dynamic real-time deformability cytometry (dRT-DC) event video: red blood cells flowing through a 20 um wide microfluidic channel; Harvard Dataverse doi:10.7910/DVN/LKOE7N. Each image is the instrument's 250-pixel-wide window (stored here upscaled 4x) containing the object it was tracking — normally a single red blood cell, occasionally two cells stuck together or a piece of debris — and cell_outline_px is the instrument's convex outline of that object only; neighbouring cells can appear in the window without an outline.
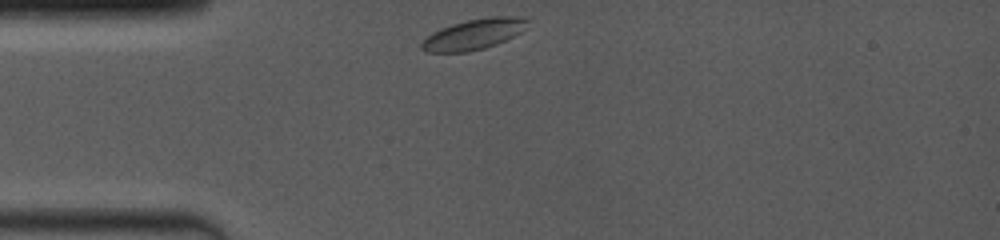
{"species": "common noctule bat (a hibernating species)", "species_latin": "Nyctalus noctula", "temperature_condition": "room temperature", "stored_images_in_passage": 24, "camera_frame_rate_fps": 4000, "um_per_image_px": 0.085, "animal": {"sex": "female", "body_mass_g": 19.0, "forearm_length_mm": 53.3}, "frame": {"image": 1, "passage_image": 1, "time_ms": 0.0, "image_size_px": [1000, 240], "cell_outline_px": [[532, 20], [520, 32], [496, 44], [484, 48], [468, 52], [424, 52], [420, 48], [420, 44], [432, 32], [440, 28], [452, 24], [468, 20], [488, 16], [524, 16]], "centroid_in_image_um": [40.28, 2.89], "position_along_channel_um": 44.7, "area_um2": 18.96}}
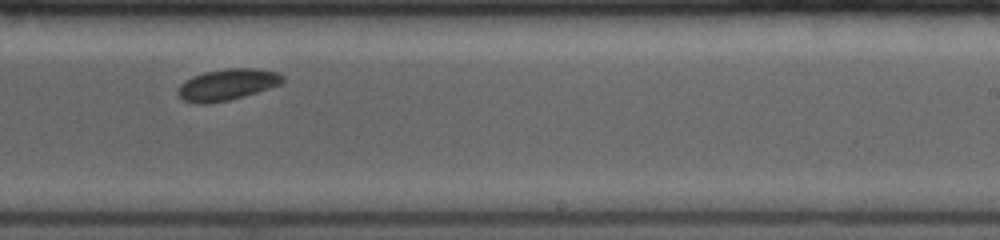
{"frame": {"image": 2, "passage_image": 15, "time_ms": 6.25, "image_size_px": [1000, 240], "cell_outline_px": [[284, 80], [280, 84], [244, 96], [228, 100], [204, 104], [196, 104], [184, 100], [176, 92], [180, 84], [192, 76], [204, 72], [228, 68], [256, 68], [280, 72], [284, 76]], "centroid_in_image_um": [19.31, 7.18], "position_along_channel_um": 269.7, "area_um2": 19.13}}
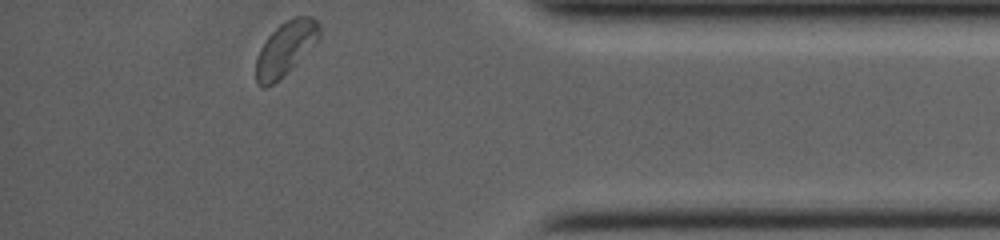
{"frame": {"image": 3, "passage_image": 24, "time_ms": 10.25, "image_size_px": [1000, 240], "cell_outline_px": [[320, 36], [316, 44], [272, 84], [264, 88], [256, 84], [256, 60], [260, 48], [268, 36], [280, 24], [296, 16], [312, 16], [320, 24]], "centroid_in_image_um": [24.28, 4.09], "position_along_channel_um": 410.9, "area_um2": 19.54}, "authors_computed_cell_mechanics": {"area_um2": 19.074, "velocity_mm_per_s": 3.9182, "shape_relaxation_time_tau1_ms": 1.3262, "shape_relaxation_time_tau2_ms": null, "deformation_change_tau1": 0.0434, "deformation_change_tau2": null}}